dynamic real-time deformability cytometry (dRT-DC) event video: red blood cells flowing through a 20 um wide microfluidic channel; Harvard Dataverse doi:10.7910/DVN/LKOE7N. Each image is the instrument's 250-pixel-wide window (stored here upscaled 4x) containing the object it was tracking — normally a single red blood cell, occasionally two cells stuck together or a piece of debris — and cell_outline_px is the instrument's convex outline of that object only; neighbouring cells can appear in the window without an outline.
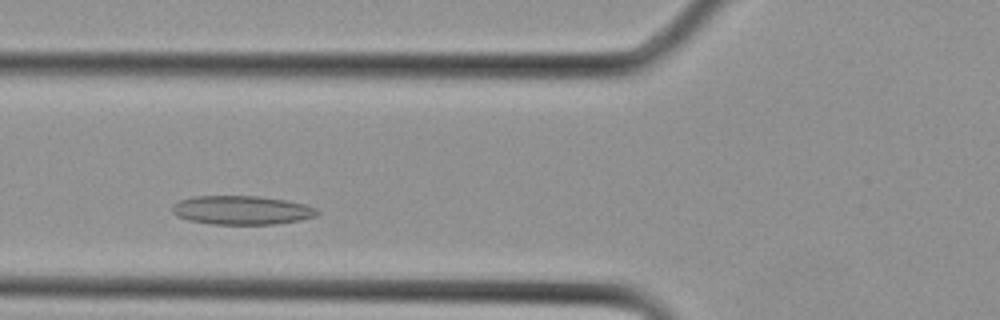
{"species": "Egyptian fruit bat (a non-hibernating species)", "species_latin": "Rousettus aegyptiacus", "temperature_condition": "cold", "stored_images_in_passage": 12, "camera_frame_rate_fps": 3000, "um_per_image_px": 0.085, "animal": {"sex": "female"}, "frame": {"image": 1, "passage_image": 5, "time_ms": 1.333, "image_size_px": [1000, 320], "cell_outline_px": [[320, 212], [316, 216], [300, 220], [276, 224], [212, 224], [188, 220], [176, 216], [172, 212], [172, 204], [180, 200], [192, 196], [260, 196], [288, 200], [304, 204], [316, 208]], "centroid_in_image_um": [20.54, 17.86], "position_along_channel_um": 105.3, "area_um2": 24.57}}
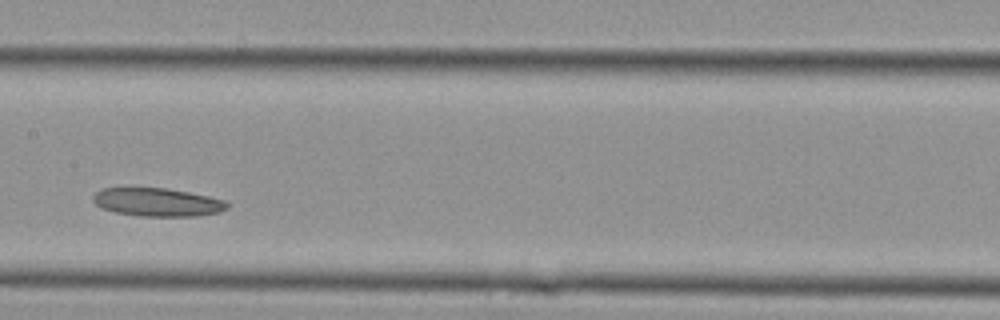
{"frame": {"image": 2, "passage_image": 9, "time_ms": 2.667, "image_size_px": [1000, 320], "cell_outline_px": [[228, 208], [220, 212], [196, 216], [140, 216], [116, 212], [100, 208], [92, 200], [92, 196], [100, 188], [164, 188], [188, 192], [208, 196], [224, 200], [228, 204]], "centroid_in_image_um": [13.35, 17.19], "position_along_channel_um": 194.0, "area_um2": 22.08}}
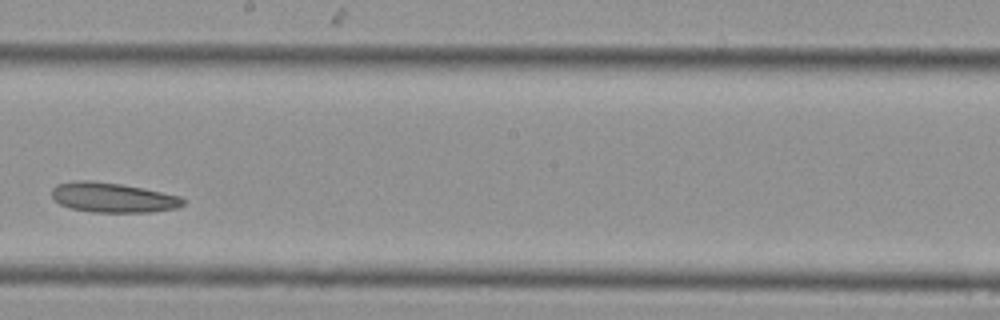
{"frame": {"image": 3, "passage_image": 11, "time_ms": 3.333, "image_size_px": [1000, 320], "cell_outline_px": [[184, 204], [176, 208], [152, 212], [92, 212], [72, 208], [60, 204], [52, 196], [52, 188], [56, 184], [76, 180], [92, 180], [120, 184], [180, 196], [184, 200]], "centroid_in_image_um": [9.56, 16.79], "position_along_channel_um": 238.6, "area_um2": 22.6}}